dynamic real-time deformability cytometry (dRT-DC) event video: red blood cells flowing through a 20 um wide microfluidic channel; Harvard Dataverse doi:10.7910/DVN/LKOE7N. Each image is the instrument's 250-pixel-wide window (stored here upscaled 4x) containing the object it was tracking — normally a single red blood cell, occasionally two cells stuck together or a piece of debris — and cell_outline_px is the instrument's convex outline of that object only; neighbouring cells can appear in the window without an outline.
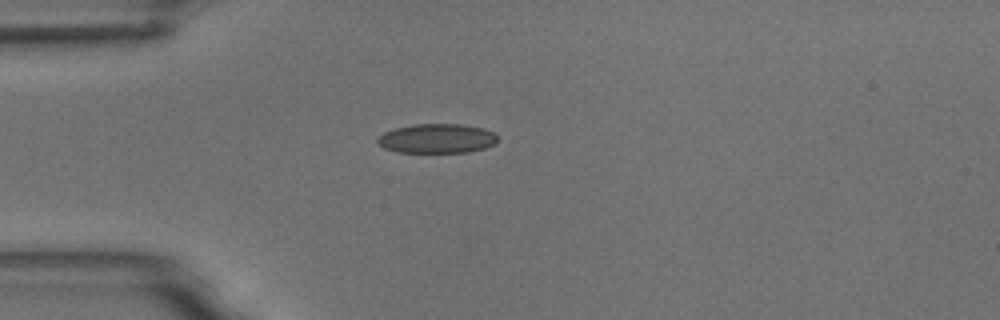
{"species": "common noctule bat (a hibernating species)", "species_latin": "Nyctalus noctula", "temperature_condition": "room temperature", "stored_images_in_passage": 1, "camera_frame_rate_fps": 3000, "um_per_image_px": 0.085, "animal": {"sex": "male", "body_mass_g": 18.8}, "frame": {"image": 1, "passage_image": 1, "time_ms": 0.0, "image_size_px": [1000, 320], "cell_outline_px": [[496, 144], [484, 148], [468, 152], [396, 152], [384, 148], [376, 140], [376, 136], [392, 128], [412, 124], [460, 124], [484, 128], [492, 132], [496, 136]], "centroid_in_image_um": [37.09, 11.76], "position_along_channel_um": 47.9, "area_um2": 20.69}}